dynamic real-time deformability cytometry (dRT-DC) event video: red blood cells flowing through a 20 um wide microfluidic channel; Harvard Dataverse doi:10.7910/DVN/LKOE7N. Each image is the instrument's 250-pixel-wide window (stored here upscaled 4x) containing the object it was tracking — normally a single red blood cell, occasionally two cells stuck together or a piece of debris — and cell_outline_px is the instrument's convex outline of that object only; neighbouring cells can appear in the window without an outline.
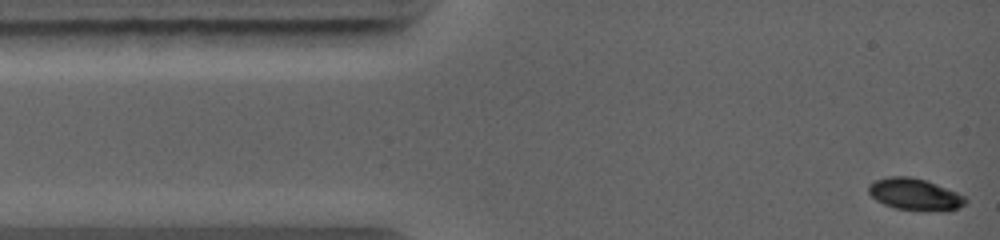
{"species": "common noctule bat (a hibernating species)", "species_latin": "Nyctalus noctula", "temperature_condition": "warm", "stored_images_in_passage": 17, "camera_frame_rate_fps": 5000, "um_per_image_px": 0.085, "animal": {"sex": "female", "body_mass_g": 19.0, "forearm_length_mm": 56.7}, "frame": {"image": 1, "passage_image": 1, "time_ms": 0.0, "image_size_px": [1000, 240], "cell_outline_px": [[968, 200], [960, 208], [948, 212], [924, 212], [896, 208], [884, 204], [876, 200], [868, 192], [868, 184], [876, 180], [888, 176], [908, 176], [924, 180], [936, 184], [956, 192], [964, 196]], "centroid_in_image_um": [77.79, 16.55], "position_along_channel_um": 7.2, "area_um2": 18.26}}
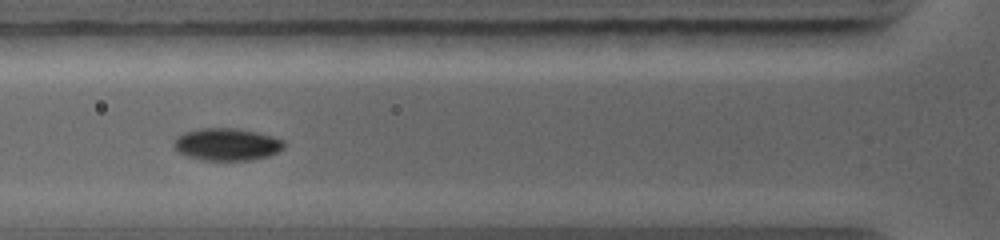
{"frame": {"image": 2, "passage_image": 11, "time_ms": 3.6, "image_size_px": [1000, 240], "cell_outline_px": [[284, 148], [268, 156], [252, 160], [204, 160], [188, 156], [172, 148], [172, 140], [176, 136], [184, 132], [200, 128], [236, 128], [256, 132], [272, 136], [284, 140]], "centroid_in_image_um": [19.24, 12.26], "position_along_channel_um": 106.6, "area_um2": 20.87}}
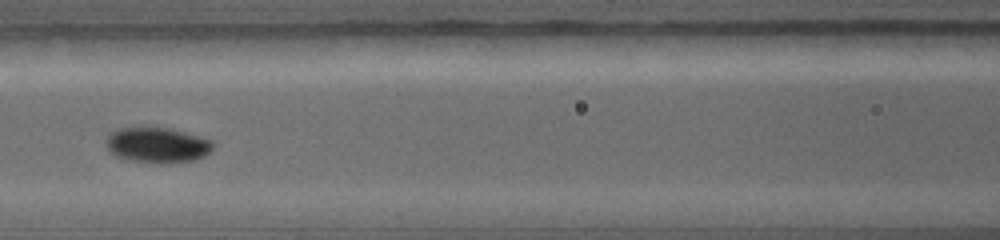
{"frame": {"image": 3, "passage_image": 15, "time_ms": 4.6, "image_size_px": [1000, 240], "cell_outline_px": [[212, 148], [204, 156], [192, 160], [168, 164], [148, 164], [128, 160], [116, 156], [108, 152], [104, 144], [104, 140], [108, 132], [116, 128], [152, 124], [184, 132], [212, 140]], "centroid_in_image_um": [13.23, 12.3], "position_along_channel_um": 153.4, "area_um2": 23.24}}